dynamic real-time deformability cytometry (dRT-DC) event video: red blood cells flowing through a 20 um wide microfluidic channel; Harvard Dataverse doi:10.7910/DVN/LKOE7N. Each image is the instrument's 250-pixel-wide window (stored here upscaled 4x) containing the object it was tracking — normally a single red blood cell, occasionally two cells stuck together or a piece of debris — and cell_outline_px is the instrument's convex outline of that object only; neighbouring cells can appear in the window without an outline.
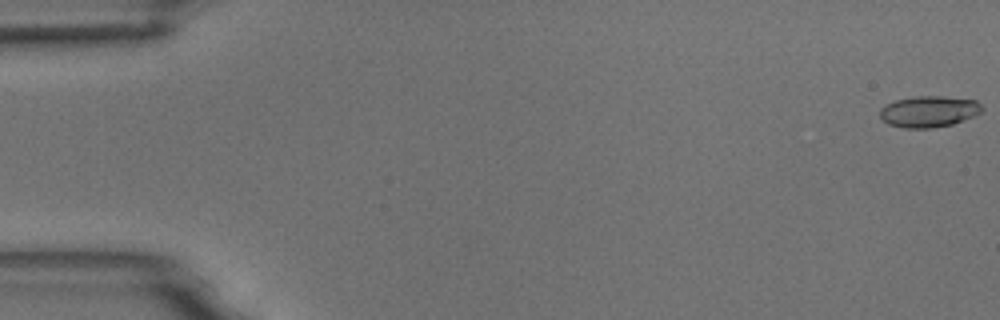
{"species": "common noctule bat (a hibernating species)", "species_latin": "Nyctalus noctula", "temperature_condition": "room temperature", "stored_images_in_passage": 56, "camera_frame_rate_fps": 3000, "um_per_image_px": 0.085, "animal": {"sex": "male", "body_mass_g": 18.8}, "frame": {"image": 1, "passage_image": 1, "time_ms": 0.0, "image_size_px": [1000, 320], "cell_outline_px": [[984, 108], [980, 112], [972, 116], [952, 124], [932, 128], [904, 128], [888, 124], [880, 116], [880, 108], [884, 104], [896, 100], [912, 96], [944, 96], [976, 100]], "centroid_in_image_um": [78.92, 9.47], "position_along_channel_um": 6.1, "area_um2": 18.61}}
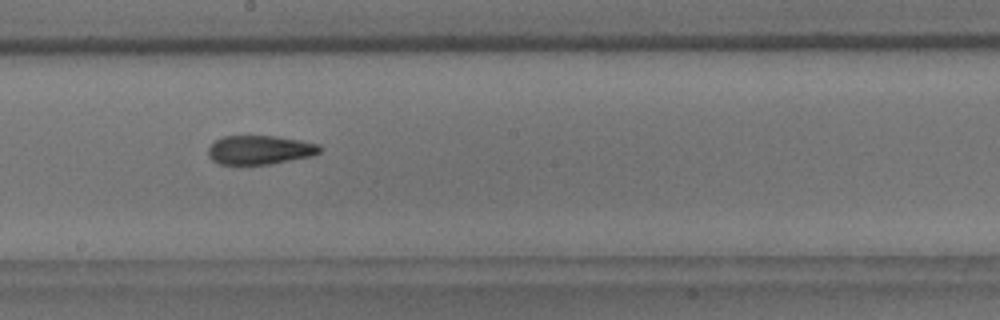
{"frame": {"image": 2, "passage_image": 31, "time_ms": 10.0, "image_size_px": [1000, 320], "cell_outline_px": [[320, 152], [312, 156], [268, 164], [216, 164], [208, 156], [208, 148], [216, 140], [224, 136], [276, 136], [300, 140], [320, 144]], "centroid_in_image_um": [22.07, 12.74], "position_along_channel_um": 226.1, "area_um2": 18.79}}
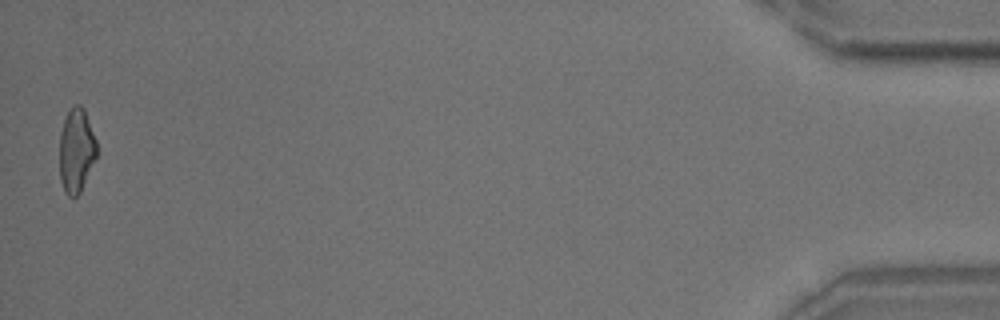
{"frame": {"image": 3, "passage_image": 55, "time_ms": 18.0, "image_size_px": [1000, 320], "cell_outline_px": [[96, 156], [80, 192], [76, 196], [68, 196], [64, 192], [60, 180], [60, 132], [64, 120], [72, 104], [80, 104], [84, 108], [96, 140]], "centroid_in_image_um": [6.47, 12.76], "position_along_channel_um": 428.7, "area_um2": 18.09}, "authors_computed_cell_mechanics": {"area_um2": 18.9584, "velocity_mm_per_s": 3.6898, "shape_relaxation_time_tau1_ms": 8.5017, "shape_relaxation_time_tau2_ms": 3.2389, "deformation_change_tau1": 0.2162, "deformation_change_tau2": 0.1201}}